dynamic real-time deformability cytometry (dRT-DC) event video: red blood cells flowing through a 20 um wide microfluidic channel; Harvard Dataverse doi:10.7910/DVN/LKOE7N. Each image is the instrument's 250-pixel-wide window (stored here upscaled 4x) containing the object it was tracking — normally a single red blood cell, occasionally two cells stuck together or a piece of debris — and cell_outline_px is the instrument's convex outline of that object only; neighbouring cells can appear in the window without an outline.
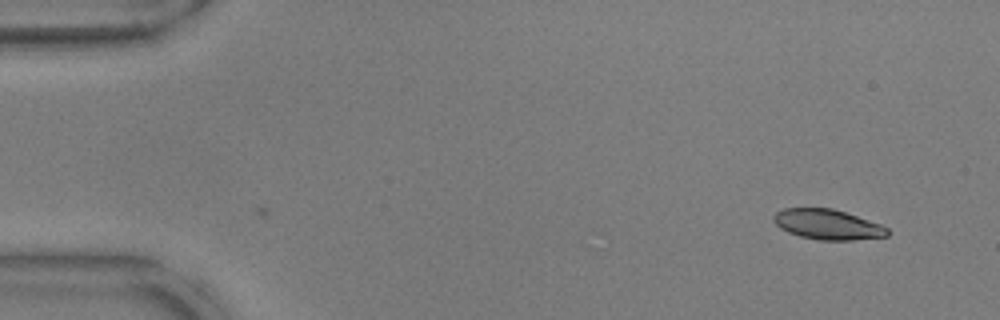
{"species": "common noctule bat (a hibernating species)", "species_latin": "Nyctalus noctula", "temperature_condition": "warm", "stored_images_in_passage": 6, "camera_frame_rate_fps": 3000, "um_per_image_px": 0.085, "animal": {"sex": "male", "body_mass_g": 17.9, "forearm_length_mm": 54.2}, "frame": {"image": 1, "passage_image": 6, "time_ms": 1.667, "image_size_px": [1000, 320], "cell_outline_px": [[888, 236], [852, 240], [820, 240], [800, 236], [788, 232], [780, 228], [772, 220], [772, 216], [776, 212], [784, 208], [832, 208], [880, 224], [888, 228]], "centroid_in_image_um": [70.31, 19.08], "position_along_channel_um": 14.7, "area_um2": 19.88}}